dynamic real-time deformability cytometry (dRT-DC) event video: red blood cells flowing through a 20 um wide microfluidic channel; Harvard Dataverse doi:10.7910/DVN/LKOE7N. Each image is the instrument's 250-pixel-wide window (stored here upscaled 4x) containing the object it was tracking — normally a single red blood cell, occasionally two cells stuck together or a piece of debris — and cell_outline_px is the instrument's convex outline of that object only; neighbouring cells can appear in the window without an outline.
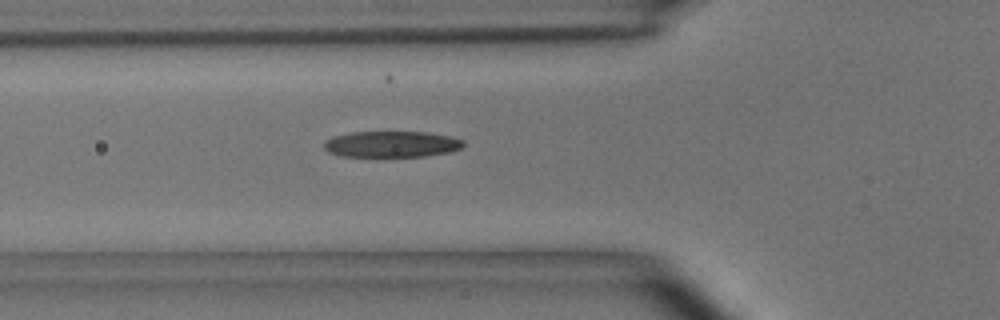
{"species": "common noctule bat (a hibernating species)", "species_latin": "Nyctalus noctula", "temperature_condition": "room temperature", "stored_images_in_passage": 7, "camera_frame_rate_fps": 3000, "um_per_image_px": 0.085, "animal": {"sex": "male", "body_mass_g": 15.6}, "frame": {"image": 1, "passage_image": 7, "time_ms": 2.0, "image_size_px": [1000, 320], "cell_outline_px": [[464, 144], [460, 148], [452, 152], [424, 156], [340, 156], [328, 152], [324, 148], [324, 140], [332, 136], [352, 132], [428, 132], [452, 136], [464, 140]], "centroid_in_image_um": [33.29, 12.25], "position_along_channel_um": 92.5, "area_um2": 21.39}}